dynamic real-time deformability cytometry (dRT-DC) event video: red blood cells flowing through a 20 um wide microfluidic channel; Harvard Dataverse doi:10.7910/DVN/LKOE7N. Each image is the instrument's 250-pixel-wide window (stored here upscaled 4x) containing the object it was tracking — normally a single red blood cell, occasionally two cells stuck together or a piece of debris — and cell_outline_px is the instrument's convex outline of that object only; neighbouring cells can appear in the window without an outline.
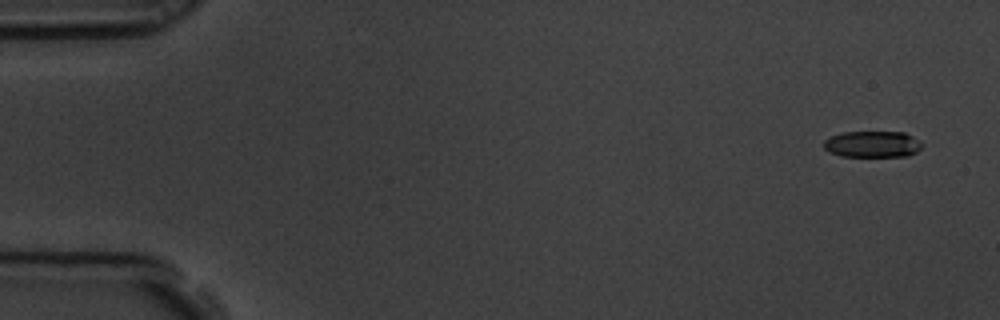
{"species": "common noctule bat (a hibernating species)", "species_latin": "Nyctalus noctula", "temperature_condition": "room temperature", "stored_images_in_passage": 3, "camera_frame_rate_fps": 3000, "um_per_image_px": 0.085, "animal": {"sex": "male", "body_mass_g": 19.5, "forearm_length_mm": 54.6}, "frame": {"image": 1, "passage_image": 1, "time_ms": 0.0, "image_size_px": [1000, 320], "cell_outline_px": [[924, 144], [916, 152], [908, 156], [840, 156], [828, 152], [824, 148], [824, 140], [832, 136], [844, 132], [904, 132], [920, 140]], "centroid_in_image_um": [74.17, 12.26], "position_along_channel_um": 10.8, "area_um2": 15.14}}